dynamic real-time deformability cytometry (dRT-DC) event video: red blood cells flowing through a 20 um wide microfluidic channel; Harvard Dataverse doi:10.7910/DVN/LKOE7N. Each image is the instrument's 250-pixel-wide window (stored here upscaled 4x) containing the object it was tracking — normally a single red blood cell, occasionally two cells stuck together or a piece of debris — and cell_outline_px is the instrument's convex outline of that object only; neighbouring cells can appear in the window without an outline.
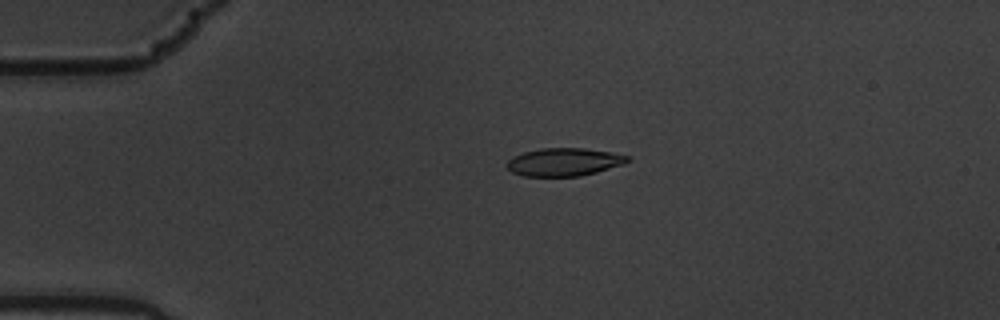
{"species": "common noctule bat (a hibernating species)", "species_latin": "Nyctalus noctula", "temperature_condition": "warm", "stored_images_in_passage": 16, "camera_frame_rate_fps": 3000, "um_per_image_px": 0.085, "animal": {"sex": "male", "body_mass_g": 19.5, "forearm_length_mm": 54.6}, "frame": {"image": 1, "passage_image": 4, "time_ms": 1.0, "image_size_px": [1000, 320], "cell_outline_px": [[628, 160], [624, 164], [596, 172], [580, 176], [524, 176], [512, 172], [508, 168], [508, 160], [512, 156], [524, 152], [540, 148], [584, 148], [612, 152], [628, 156]], "centroid_in_image_um": [47.93, 13.76], "position_along_channel_um": 37.1, "area_um2": 19.54}}
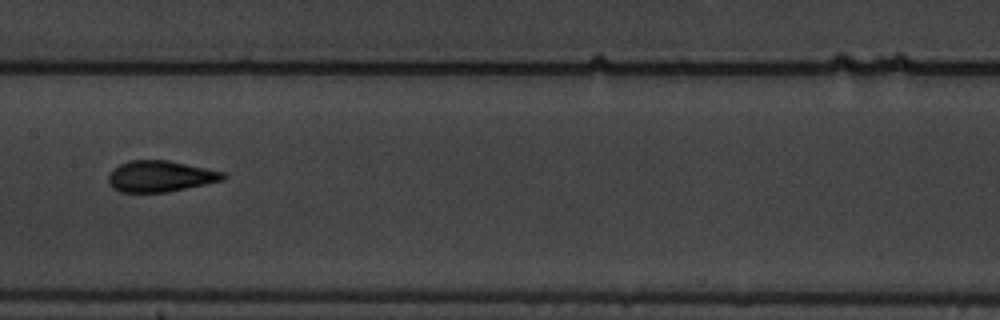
{"frame": {"image": 2, "passage_image": 9, "time_ms": 2.667, "image_size_px": [1000, 320], "cell_outline_px": [[228, 176], [224, 180], [168, 192], [120, 192], [112, 188], [108, 184], [108, 176], [112, 168], [128, 160], [168, 160], [224, 172]], "centroid_in_image_um": [13.6, 14.98], "position_along_channel_um": 193.8, "area_um2": 20.98}}
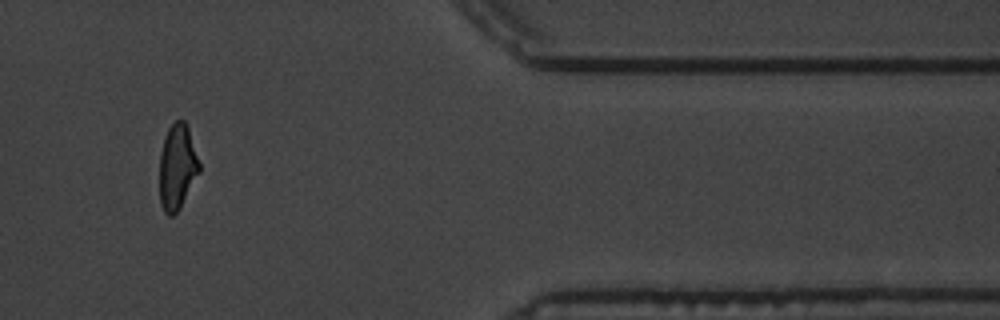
{"frame": {"image": 3, "passage_image": 14, "time_ms": 4.333, "image_size_px": [1000, 320], "cell_outline_px": [[200, 172], [180, 208], [172, 216], [168, 216], [164, 212], [160, 204], [160, 152], [164, 136], [168, 128], [176, 120], [184, 120], [188, 128], [200, 164]], "centroid_in_image_um": [15.06, 14.2], "position_along_channel_um": 396.3, "area_um2": 19.83}}